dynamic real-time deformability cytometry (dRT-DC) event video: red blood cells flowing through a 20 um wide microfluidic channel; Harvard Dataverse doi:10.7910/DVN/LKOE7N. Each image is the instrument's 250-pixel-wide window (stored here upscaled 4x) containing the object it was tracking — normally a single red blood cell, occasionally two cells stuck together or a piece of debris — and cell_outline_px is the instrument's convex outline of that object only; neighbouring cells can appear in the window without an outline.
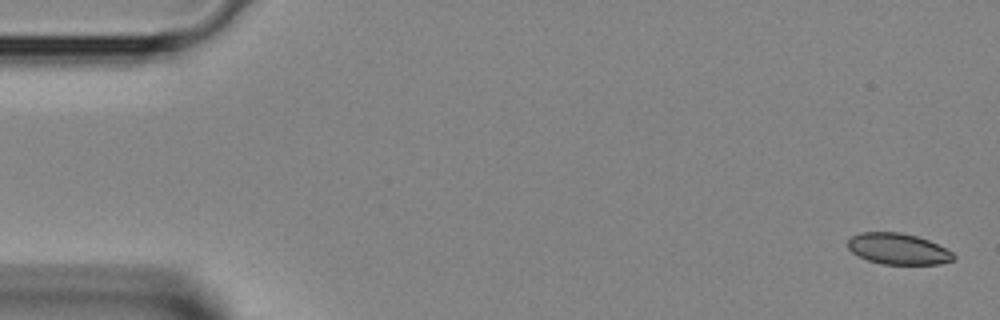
{"species": "Egyptian fruit bat (a non-hibernating species)", "species_latin": "Rousettus aegyptiacus", "temperature_condition": "room temperature", "stored_images_in_passage": 4, "camera_frame_rate_fps": 3000, "um_per_image_px": 0.085, "animal": {"sex": "female"}, "frame": {"image": 1, "passage_image": 1, "time_ms": 0.0, "image_size_px": [1000, 320], "cell_outline_px": [[956, 260], [940, 264], [884, 264], [868, 260], [856, 256], [848, 248], [848, 240], [852, 236], [860, 232], [900, 232], [916, 236], [928, 240], [952, 252], [956, 256]], "centroid_in_image_um": [76.33, 21.16], "position_along_channel_um": 8.7, "area_um2": 19.19}}
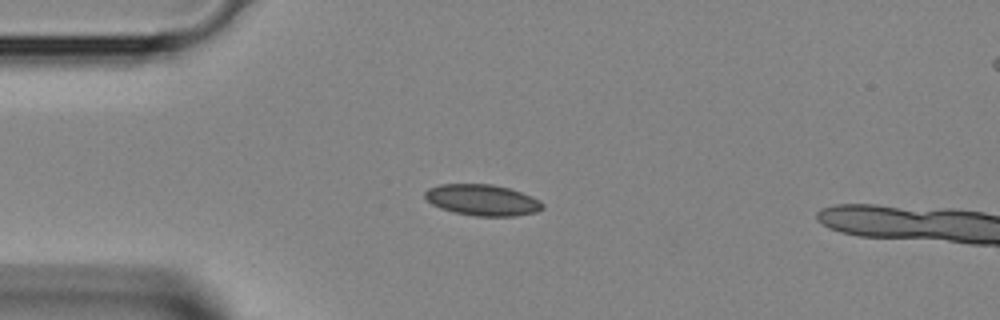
{"frame": {"image": 2, "passage_image": 3, "time_ms": 0.667, "image_size_px": [1000, 320], "cell_outline_px": [[544, 208], [536, 212], [516, 216], [476, 216], [452, 212], [440, 208], [432, 204], [424, 196], [424, 192], [428, 188], [440, 184], [492, 184], [508, 188], [532, 196], [540, 200], [544, 204]], "centroid_in_image_um": [41.0, 17.0], "position_along_channel_um": 44.0, "area_um2": 21.44}}